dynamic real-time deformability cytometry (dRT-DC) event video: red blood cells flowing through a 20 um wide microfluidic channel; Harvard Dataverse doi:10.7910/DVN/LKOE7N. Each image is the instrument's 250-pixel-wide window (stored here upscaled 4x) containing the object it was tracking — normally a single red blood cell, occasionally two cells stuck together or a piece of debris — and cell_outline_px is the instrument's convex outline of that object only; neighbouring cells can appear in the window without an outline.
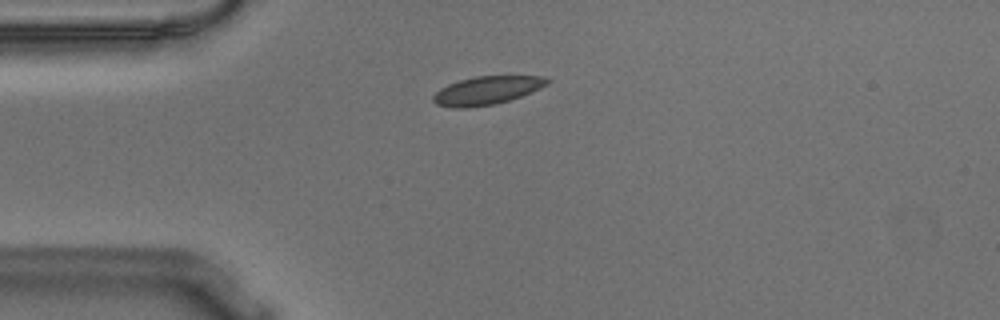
{"species": "Egyptian fruit bat (a non-hibernating species)", "species_latin": "Rousettus aegyptiacus", "temperature_condition": "warm", "stored_images_in_passage": 46, "camera_frame_rate_fps": 3000, "um_per_image_px": 0.085, "animal": {"sex": "male"}, "frame": {"image": 1, "passage_image": 4, "time_ms": 1.0, "image_size_px": [1000, 320], "cell_outline_px": [[552, 80], [548, 84], [532, 92], [496, 104], [468, 108], [452, 108], [436, 104], [432, 100], [432, 96], [440, 88], [448, 84], [460, 80], [476, 76], [544, 76]], "centroid_in_image_um": [41.38, 7.69], "position_along_channel_um": 43.6, "area_um2": 18.9}}
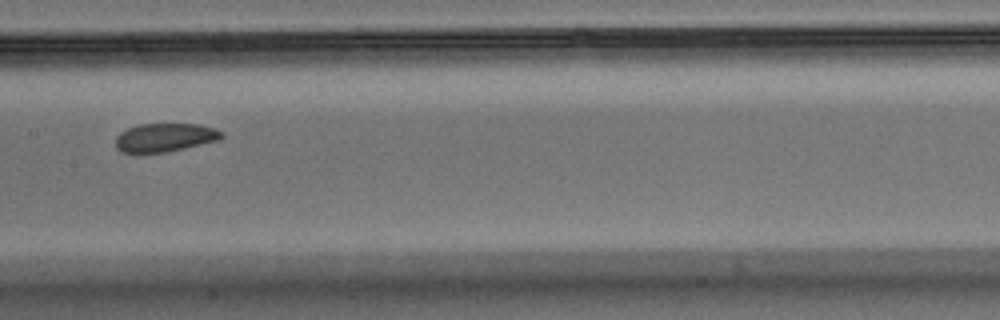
{"frame": {"image": 2, "passage_image": 18, "time_ms": 5.667, "image_size_px": [1000, 320], "cell_outline_px": [[224, 136], [220, 140], [168, 152], [120, 152], [116, 148], [116, 136], [120, 132], [128, 128], [140, 124], [200, 124], [216, 128], [224, 132]], "centroid_in_image_um": [14.06, 11.68], "position_along_channel_um": 193.3, "area_um2": 17.74}}
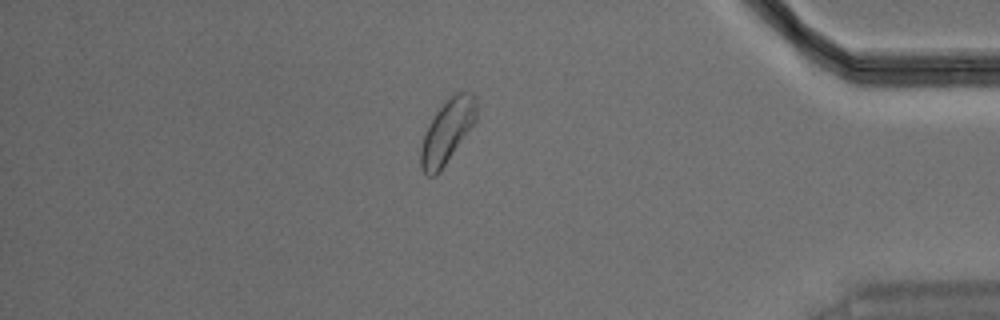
{"frame": {"image": 3, "passage_image": 38, "time_ms": 12.333, "image_size_px": [1000, 320], "cell_outline_px": [[476, 120], [440, 172], [436, 176], [428, 176], [420, 168], [420, 148], [428, 124], [436, 112], [456, 92], [472, 92], [476, 96]], "centroid_in_image_um": [38.0, 11.19], "position_along_channel_um": 397.2, "area_um2": 20.35}, "authors_computed_cell_mechanics": {"area_um2": 18.7272, "velocity_mm_per_s": 3.5924, "shape_relaxation_time_tau1_ms": 2.1397, "shape_relaxation_time_tau2_ms": null, "deformation_change_tau1": 0.0759, "deformation_change_tau2": null}}